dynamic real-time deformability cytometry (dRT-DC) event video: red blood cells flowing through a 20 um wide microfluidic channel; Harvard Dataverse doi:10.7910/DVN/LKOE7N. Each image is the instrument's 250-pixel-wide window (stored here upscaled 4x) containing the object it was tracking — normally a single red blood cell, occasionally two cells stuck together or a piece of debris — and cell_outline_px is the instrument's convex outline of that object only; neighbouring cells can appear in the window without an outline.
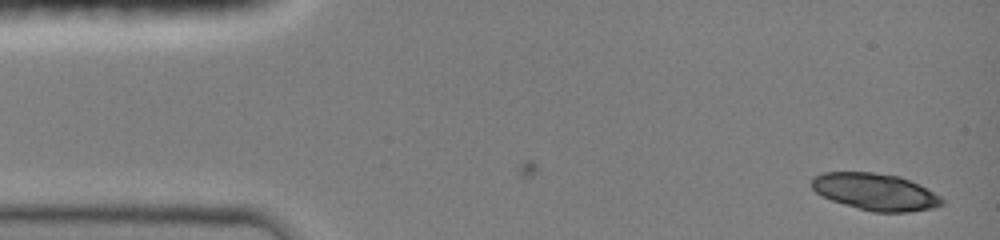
{"species": "common noctule bat (a hibernating species)", "species_latin": "Nyctalus noctula", "temperature_condition": "room temperature", "stored_images_in_passage": 43, "camera_frame_rate_fps": 3000, "um_per_image_px": 0.085, "animal": {"sex": "female", "body_mass_g": 19.0, "forearm_length_mm": 51.5}, "frame": {"image": 1, "passage_image": 1, "time_ms": 0.0, "image_size_px": [1000, 240], "cell_outline_px": [[944, 204], [932, 208], [908, 212], [872, 212], [844, 204], [832, 200], [816, 192], [812, 188], [812, 176], [824, 172], [872, 172], [900, 176], [920, 184], [940, 196], [944, 200]], "centroid_in_image_um": [74.42, 16.3], "position_along_channel_um": 10.6, "area_um2": 28.03}}